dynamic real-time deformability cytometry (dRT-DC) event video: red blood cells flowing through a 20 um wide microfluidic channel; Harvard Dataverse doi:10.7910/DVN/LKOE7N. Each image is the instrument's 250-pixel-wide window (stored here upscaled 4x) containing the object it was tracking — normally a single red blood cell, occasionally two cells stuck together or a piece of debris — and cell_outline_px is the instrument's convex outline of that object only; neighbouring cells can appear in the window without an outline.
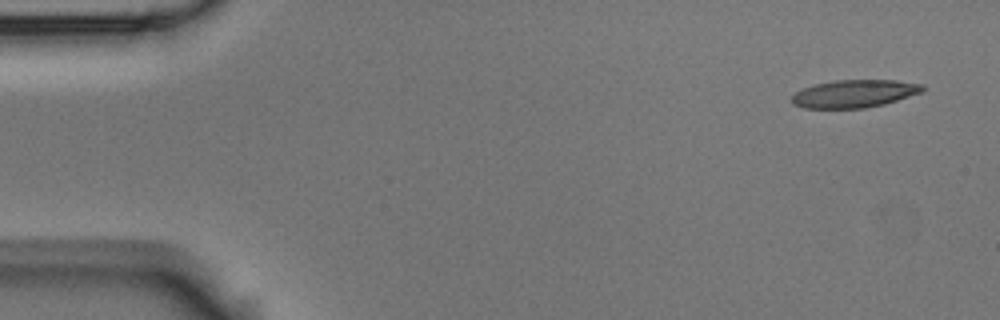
{"species": "Egyptian fruit bat (a non-hibernating species)", "species_latin": "Rousettus aegyptiacus", "temperature_condition": "room temperature", "stored_images_in_passage": 10, "camera_frame_rate_fps": 3000, "um_per_image_px": 0.085, "animal": {"sex": "male"}, "frame": {"image": 1, "passage_image": 1, "time_ms": 0.0, "image_size_px": [1000, 320], "cell_outline_px": [[924, 92], [884, 104], [864, 108], [804, 108], [792, 104], [792, 96], [796, 92], [804, 88], [816, 84], [836, 80], [896, 80], [924, 84]], "centroid_in_image_um": [72.66, 7.96], "position_along_channel_um": 12.3, "area_um2": 21.15}}
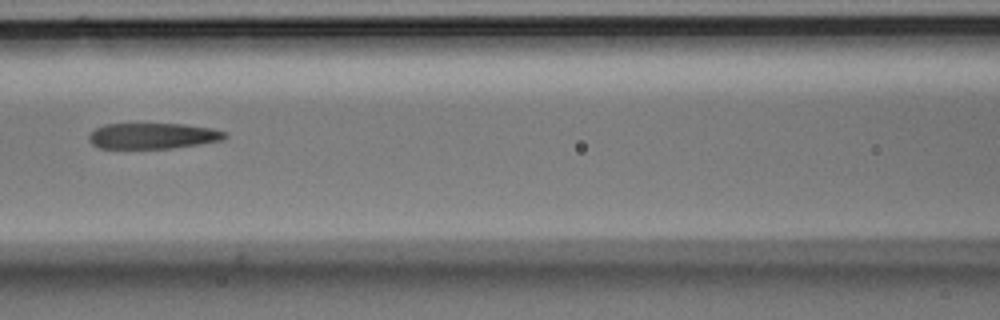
{"frame": {"image": 2, "passage_image": 6, "time_ms": 1.667, "image_size_px": [1000, 320], "cell_outline_px": [[228, 136], [224, 140], [200, 144], [172, 148], [100, 148], [92, 144], [88, 140], [88, 136], [96, 128], [104, 124], [184, 124], [212, 128], [228, 132]], "centroid_in_image_um": [13.04, 11.55], "position_along_channel_um": 153.6, "area_um2": 20.58}}
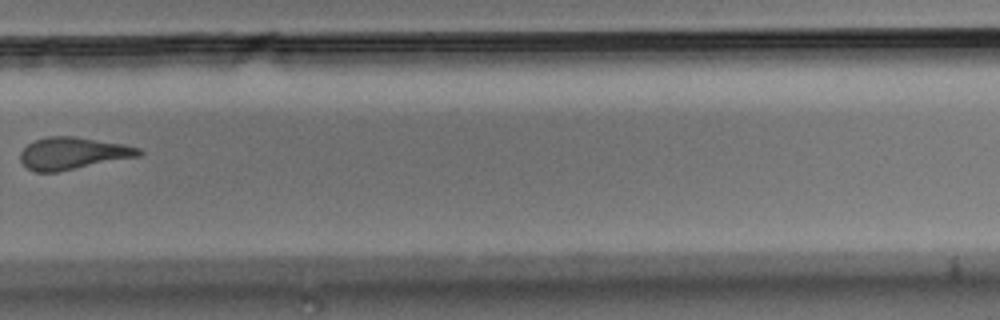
{"frame": {"image": 3, "passage_image": 10, "time_ms": 3.0, "image_size_px": [1000, 320], "cell_outline_px": [[144, 152], [140, 156], [56, 172], [32, 172], [20, 160], [20, 152], [28, 144], [36, 140], [48, 136], [76, 136], [124, 144], [140, 148]], "centroid_in_image_um": [6.2, 13.03], "position_along_channel_um": 323.6, "area_um2": 22.2}}